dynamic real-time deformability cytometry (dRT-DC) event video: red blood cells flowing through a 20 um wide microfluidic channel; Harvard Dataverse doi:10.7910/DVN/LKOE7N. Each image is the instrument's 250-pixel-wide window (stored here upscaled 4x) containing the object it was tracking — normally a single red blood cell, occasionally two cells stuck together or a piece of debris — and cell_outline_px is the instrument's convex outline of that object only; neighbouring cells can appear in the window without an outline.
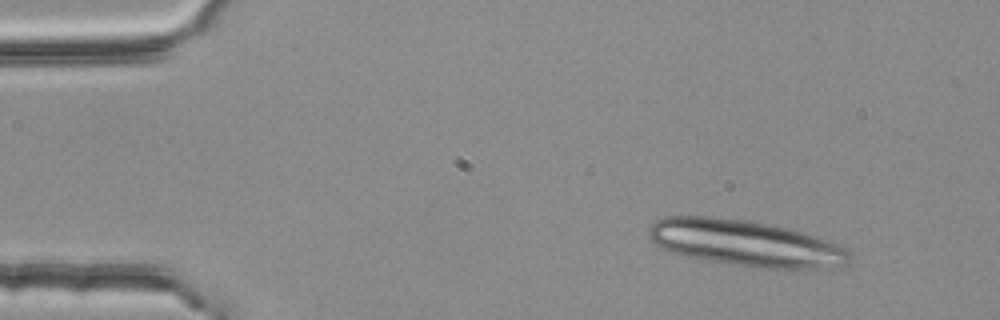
{"species": "common noctule bat (a hibernating species)", "species_latin": "Nyctalus noctula", "temperature_condition": "room temperature", "stored_images_in_passage": 3, "camera_frame_rate_fps": 3000, "um_per_image_px": 0.085, "animal": {"sex": "female", "body_mass_g": 25.1}, "frame": {"image": 1, "passage_image": 1, "time_ms": 0.0, "image_size_px": [1000, 320], "cell_outline_px": [[852, 252], [848, 264], [840, 268], [764, 268], [732, 264], [688, 256], [672, 252], [648, 240], [648, 228], [656, 220], [664, 216], [712, 216], [748, 220], [788, 228], [804, 232], [848, 248]], "centroid_in_image_um": [63.4, 20.66], "position_along_channel_um": 21.6, "area_um2": 54.16}}